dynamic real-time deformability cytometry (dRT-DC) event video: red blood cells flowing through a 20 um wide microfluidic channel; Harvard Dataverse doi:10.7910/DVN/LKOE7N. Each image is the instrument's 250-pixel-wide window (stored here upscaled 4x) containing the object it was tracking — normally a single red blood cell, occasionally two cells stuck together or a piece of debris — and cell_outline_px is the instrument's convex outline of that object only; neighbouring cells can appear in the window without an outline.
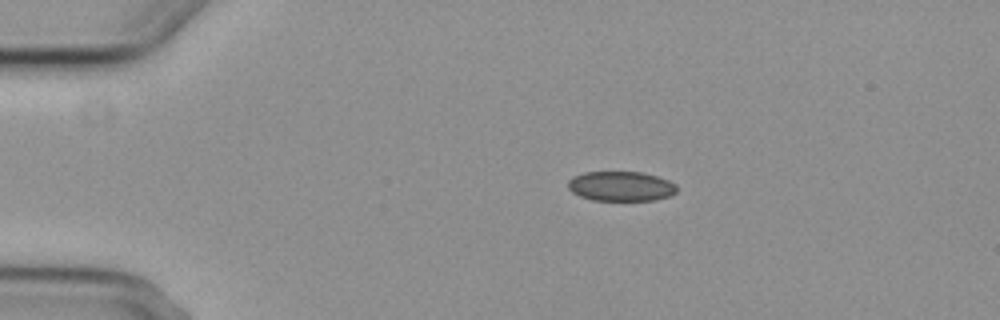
{"species": "common noctule bat (a hibernating species)", "species_latin": "Nyctalus noctula", "temperature_condition": "cold", "stored_images_in_passage": 5, "camera_frame_rate_fps": 3000, "um_per_image_px": 0.085, "animal": {"sex": "female", "body_mass_g": 29.2, "forearm_length_mm": 56.3}, "frame": {"image": 1, "passage_image": 2, "time_ms": 1.0, "image_size_px": [1000, 320], "cell_outline_px": [[676, 192], [668, 196], [652, 200], [592, 200], [580, 196], [572, 192], [568, 188], [568, 180], [584, 172], [644, 172], [668, 180], [676, 184]], "centroid_in_image_um": [52.77, 15.82], "position_along_channel_um": 32.2, "area_um2": 18.73}}
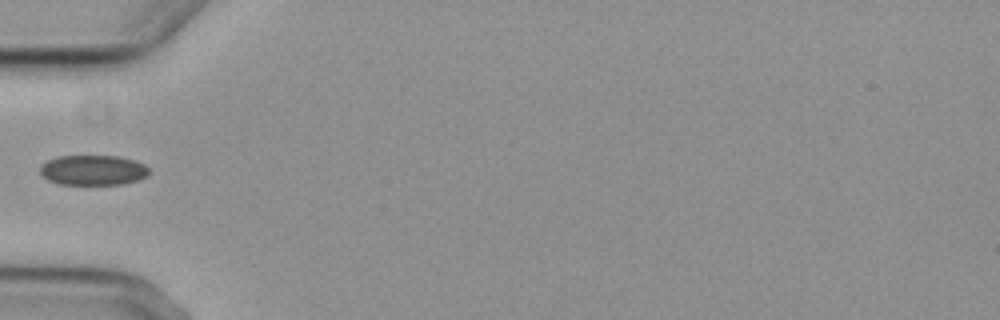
{"frame": {"image": 2, "passage_image": 4, "time_ms": 3.667, "image_size_px": [1000, 320], "cell_outline_px": [[148, 176], [140, 180], [124, 184], [60, 184], [48, 180], [40, 172], [40, 164], [56, 156], [116, 156], [132, 160], [144, 164], [148, 168]], "centroid_in_image_um": [7.9, 14.46], "position_along_channel_um": 77.1, "area_um2": 19.13}}